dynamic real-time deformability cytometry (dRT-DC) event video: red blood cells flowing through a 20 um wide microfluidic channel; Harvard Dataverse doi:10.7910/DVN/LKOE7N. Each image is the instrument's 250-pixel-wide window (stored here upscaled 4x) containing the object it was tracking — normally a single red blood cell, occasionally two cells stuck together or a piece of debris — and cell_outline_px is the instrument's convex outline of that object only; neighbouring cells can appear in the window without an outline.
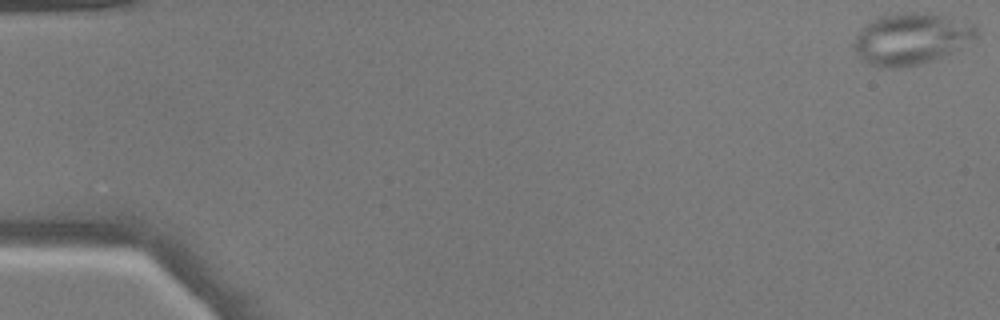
{"species": "common noctule bat (a hibernating species)", "species_latin": "Nyctalus noctula", "temperature_condition": "warm", "stored_images_in_passage": 51, "camera_frame_rate_fps": 3000, "um_per_image_px": 0.085, "animal": {"sex": "male", "body_mass_g": 17.9}, "frame": {"image": 1, "passage_image": 1, "time_ms": 0.0, "image_size_px": [1000, 320], "cell_outline_px": [[980, 32], [976, 36], [956, 48], [932, 60], [920, 64], [892, 68], [876, 68], [868, 64], [856, 52], [852, 44], [856, 36], [872, 20], [880, 16], [904, 12], [916, 12], [940, 16], [976, 24]], "centroid_in_image_um": [77.4, 3.3], "position_along_channel_um": 7.6, "area_um2": 35.89}}
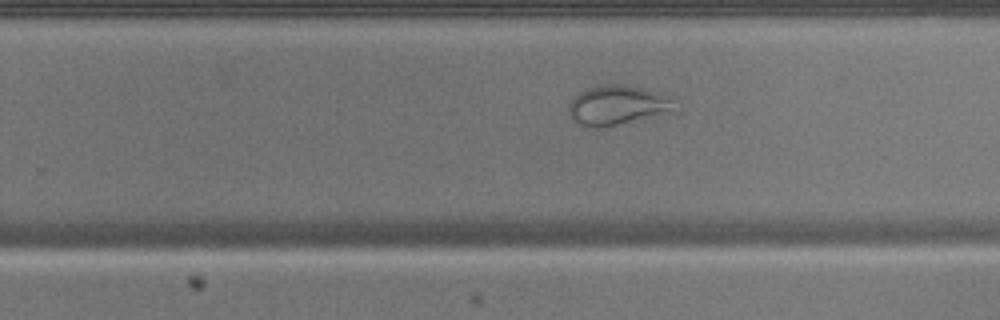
{"frame": {"image": 2, "passage_image": 33, "time_ms": 10.667, "image_size_px": [1000, 320], "cell_outline_px": [[672, 108], [660, 112], [604, 128], [584, 128], [576, 124], [568, 116], [568, 104], [580, 92], [588, 88], [600, 84], [620, 84], [640, 88], [672, 100]], "centroid_in_image_um": [52.21, 8.96], "position_along_channel_um": 277.6, "area_um2": 23.35}}
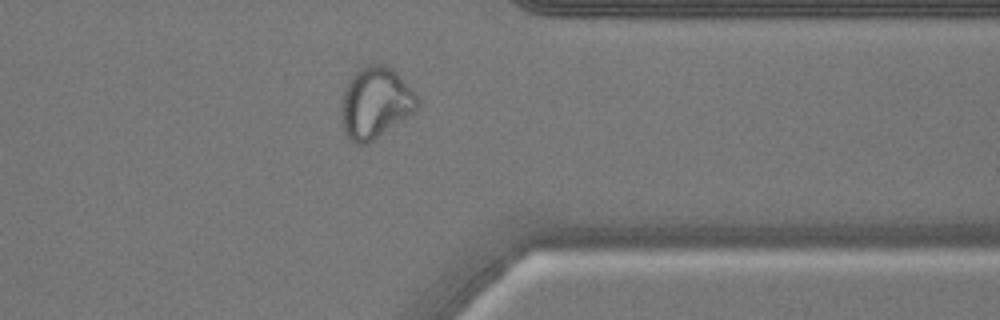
{"frame": {"image": 3, "passage_image": 41, "time_ms": 13.333, "image_size_px": [1000, 320], "cell_outline_px": [[420, 104], [416, 112], [412, 116], [368, 144], [356, 144], [344, 132], [340, 112], [340, 108], [344, 88], [352, 76], [360, 68], [368, 64], [384, 64], [392, 68], [400, 76], [420, 100]], "centroid_in_image_um": [31.93, 8.77], "position_along_channel_um": 379.5, "area_um2": 32.08}}